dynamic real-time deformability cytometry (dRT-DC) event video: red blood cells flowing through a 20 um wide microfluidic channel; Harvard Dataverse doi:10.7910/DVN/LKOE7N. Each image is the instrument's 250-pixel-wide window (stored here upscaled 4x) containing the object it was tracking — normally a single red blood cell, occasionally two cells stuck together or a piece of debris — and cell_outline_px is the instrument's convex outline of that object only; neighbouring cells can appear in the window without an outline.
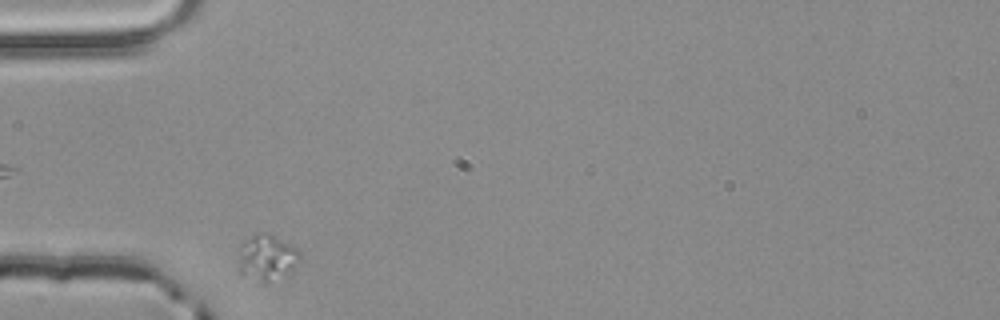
{"species": "common noctule bat (a hibernating species)", "species_latin": "Nyctalus noctula", "temperature_condition": "room temperature", "stored_images_in_passage": 31, "camera_frame_rate_fps": 3000, "um_per_image_px": 0.085, "animal": {"sex": "male", "body_mass_g": 20.4}, "frame": {"image": 1, "passage_image": 1, "time_ms": 0.0, "image_size_px": [1000, 320], "cell_outline_px": [[300, 260], [292, 268], [264, 284], [240, 272], [240, 244], [256, 232], [268, 232], [296, 248], [300, 252]], "centroid_in_image_um": [22.67, 21.84], "position_along_channel_um": 62.3, "area_um2": 15.9}}